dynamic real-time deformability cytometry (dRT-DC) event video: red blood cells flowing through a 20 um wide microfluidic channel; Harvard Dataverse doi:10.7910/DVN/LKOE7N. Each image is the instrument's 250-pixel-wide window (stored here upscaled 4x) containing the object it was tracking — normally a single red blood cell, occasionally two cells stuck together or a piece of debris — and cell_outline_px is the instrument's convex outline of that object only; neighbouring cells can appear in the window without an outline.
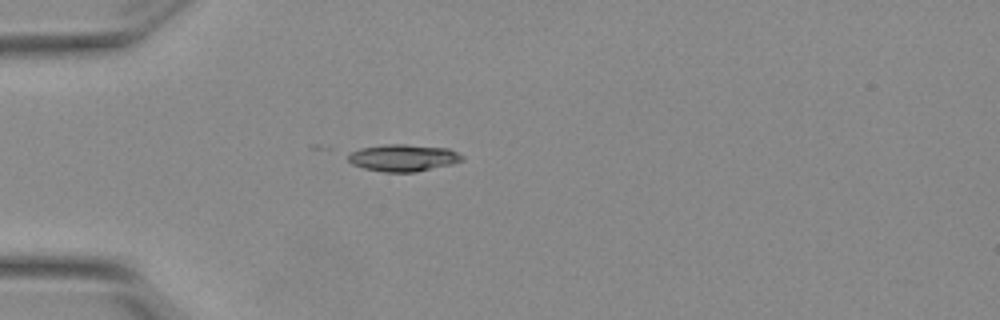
{"species": "Egyptian fruit bat (a non-hibernating species)", "species_latin": "Rousettus aegyptiacus", "temperature_condition": "warm", "stored_images_in_passage": 8, "camera_frame_rate_fps": 3000, "um_per_image_px": 0.085, "animal": {"sex": "female"}, "frame": {"image": 1, "passage_image": 1, "time_ms": 0.0, "image_size_px": [1000, 320], "cell_outline_px": [[464, 160], [452, 164], [416, 172], [384, 172], [364, 168], [352, 164], [348, 160], [348, 156], [352, 152], [360, 148], [388, 144], [404, 144], [448, 148], [464, 156]], "centroid_in_image_um": [34.29, 13.42], "position_along_channel_um": 50.7, "area_um2": 17.86}}
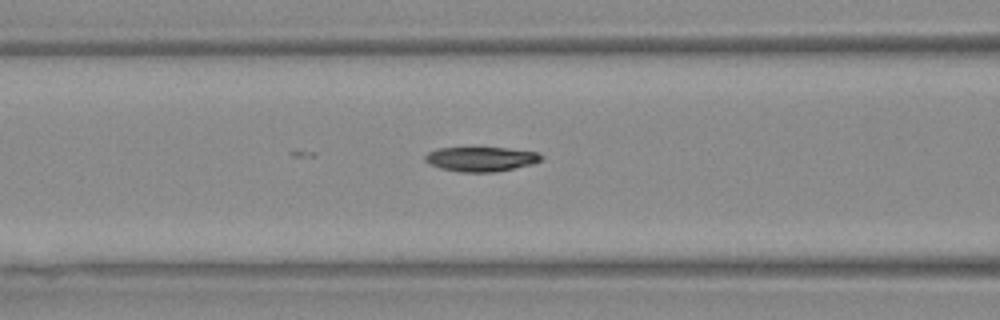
{"frame": {"image": 2, "passage_image": 8, "time_ms": 2.333, "image_size_px": [1000, 320], "cell_outline_px": [[544, 156], [540, 160], [532, 164], [492, 172], [460, 172], [440, 168], [424, 160], [424, 156], [428, 152], [440, 148], [508, 148], [536, 152]], "centroid_in_image_um": [40.87, 13.52], "position_along_channel_um": 125.7, "area_um2": 16.36}}